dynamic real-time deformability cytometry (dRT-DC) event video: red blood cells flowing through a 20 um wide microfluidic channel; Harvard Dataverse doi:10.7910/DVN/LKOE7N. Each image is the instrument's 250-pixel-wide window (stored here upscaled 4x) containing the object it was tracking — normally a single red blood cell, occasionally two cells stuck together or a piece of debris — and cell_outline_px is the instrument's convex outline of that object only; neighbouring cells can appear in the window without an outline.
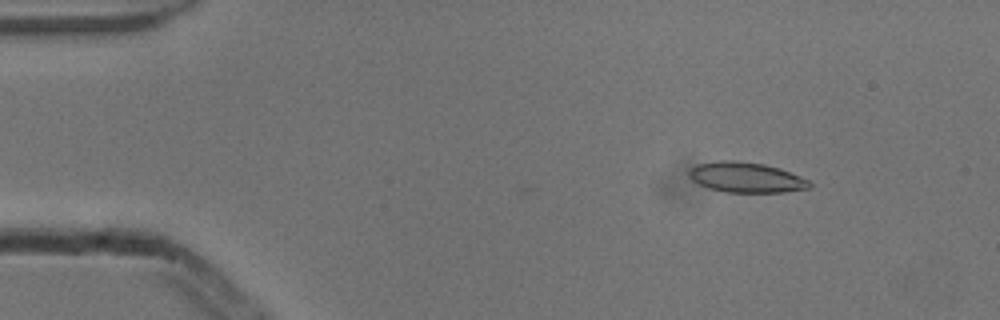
{"species": "common noctule bat (a hibernating species)", "species_latin": "Nyctalus noctula", "temperature_condition": "cold", "stored_images_in_passage": 4, "camera_frame_rate_fps": 3000, "um_per_image_px": 0.085, "animal": {"sex": "male", "body_mass_g": 13.3}, "frame": {"image": 1, "passage_image": 2, "time_ms": 0.333, "image_size_px": [1000, 320], "cell_outline_px": [[812, 184], [808, 188], [784, 192], [728, 192], [708, 188], [692, 180], [688, 176], [688, 172], [696, 164], [716, 160], [732, 160], [764, 164], [780, 168], [800, 176], [808, 180]], "centroid_in_image_um": [63.4, 15.07], "position_along_channel_um": 21.6, "area_um2": 21.21}}